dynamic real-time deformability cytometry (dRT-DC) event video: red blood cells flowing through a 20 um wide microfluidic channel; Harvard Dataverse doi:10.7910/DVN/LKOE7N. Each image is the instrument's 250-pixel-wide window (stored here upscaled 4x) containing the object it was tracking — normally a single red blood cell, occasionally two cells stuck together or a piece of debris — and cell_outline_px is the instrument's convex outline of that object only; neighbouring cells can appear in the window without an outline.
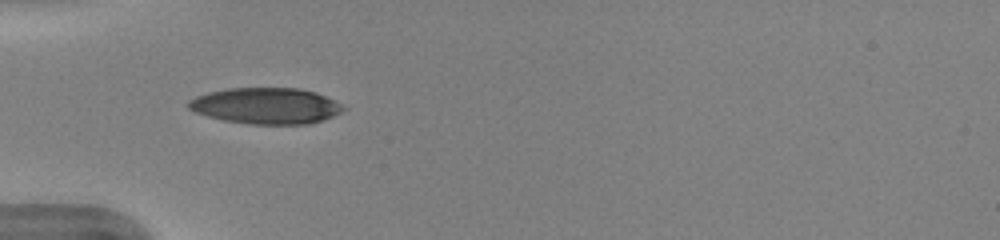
{"species": "human", "species_latin": "Homo sapiens", "temperature_condition": "warm", "stored_images_in_passage": 35, "camera_frame_rate_fps": 3000, "um_per_image_px": 0.085, "donor": {"sex": "female"}, "frame": {"image": 1, "passage_image": 1, "time_ms": 0.0, "image_size_px": [1000, 240], "cell_outline_px": [[348, 108], [332, 116], [308, 124], [248, 124], [224, 120], [208, 116], [196, 112], [188, 108], [188, 100], [196, 96], [208, 92], [228, 88], [300, 88], [316, 92]], "centroid_in_image_um": [22.58, 8.99], "position_along_channel_um": 62.4, "area_um2": 32.43}}
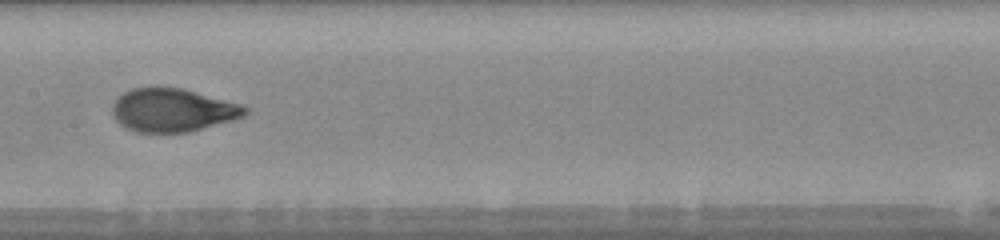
{"frame": {"image": 2, "passage_image": 11, "time_ms": 3.333, "image_size_px": [1000, 240], "cell_outline_px": [[248, 112], [244, 116], [232, 120], [188, 132], [136, 132], [120, 124], [112, 116], [112, 104], [124, 92], [132, 88], [152, 84], [180, 88], [240, 104], [248, 108]], "centroid_in_image_um": [14.62, 9.33], "position_along_channel_um": 192.8, "area_um2": 33.64}}
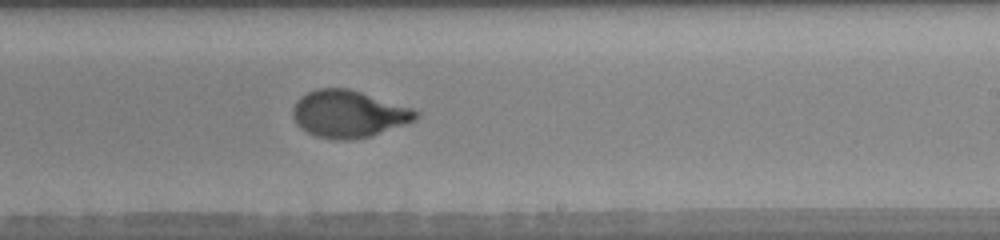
{"frame": {"image": 3, "passage_image": 16, "time_ms": 5.0, "image_size_px": [1000, 240], "cell_outline_px": [[420, 116], [412, 120], [372, 136], [348, 140], [336, 140], [316, 136], [300, 128], [296, 124], [292, 116], [292, 108], [296, 100], [300, 96], [316, 88], [348, 88], [412, 108], [420, 112]], "centroid_in_image_um": [29.57, 9.68], "position_along_channel_um": 259.4, "area_um2": 33.7}, "authors_computed_cell_mechanics": {"area_um2": 33.9286, "velocity_mm_per_s": 4.0229, "shape_relaxation_time_tau1_ms": 3.9502, "shape_relaxation_time_tau2_ms": null, "deformation_change_tau1": 0.2149, "deformation_change_tau2": null}}